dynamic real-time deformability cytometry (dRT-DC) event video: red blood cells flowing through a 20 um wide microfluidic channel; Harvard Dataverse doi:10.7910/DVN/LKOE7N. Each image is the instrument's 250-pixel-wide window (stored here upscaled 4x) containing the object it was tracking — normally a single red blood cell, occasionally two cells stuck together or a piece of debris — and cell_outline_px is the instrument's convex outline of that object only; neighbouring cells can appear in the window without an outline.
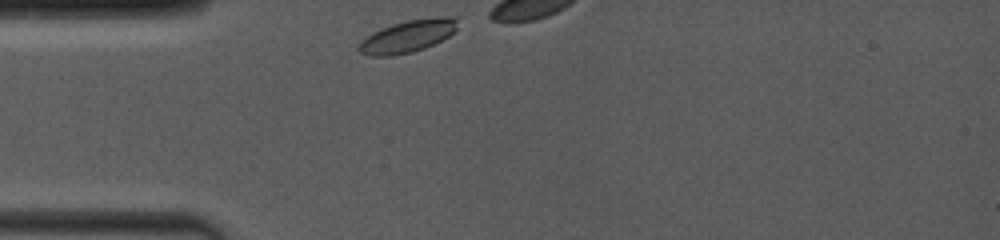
{"species": "common noctule bat (a hibernating species)", "species_latin": "Nyctalus noctula", "temperature_condition": "room temperature", "stored_images_in_passage": 5, "camera_frame_rate_fps": 4000, "um_per_image_px": 0.085, "animal": {"sex": "female", "body_mass_g": 19.0, "forearm_length_mm": 53.3}, "frame": {"image": 1, "passage_image": 1, "time_ms": 0.0, "image_size_px": [1000, 240], "cell_outline_px": [[456, 32], [424, 48], [412, 52], [392, 56], [368, 56], [360, 52], [356, 48], [360, 40], [364, 36], [372, 32], [392, 24], [408, 20], [436, 16], [448, 16], [456, 20]], "centroid_in_image_um": [34.58, 3.09], "position_along_channel_um": 50.4, "area_um2": 18.67}}